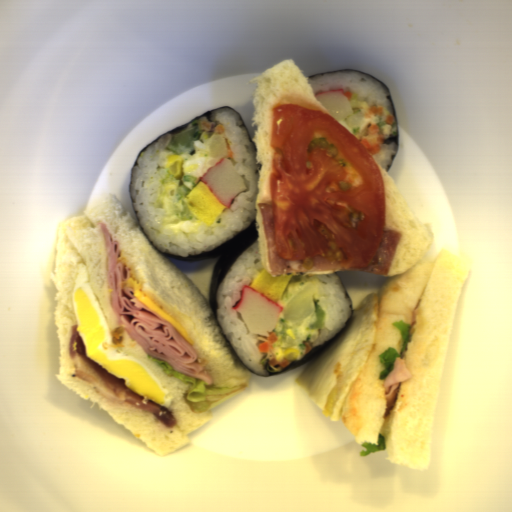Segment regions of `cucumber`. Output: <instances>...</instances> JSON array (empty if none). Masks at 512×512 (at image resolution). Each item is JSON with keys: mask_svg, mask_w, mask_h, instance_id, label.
Masks as SVG:
<instances>
[{"mask_svg": "<svg viewBox=\"0 0 512 512\" xmlns=\"http://www.w3.org/2000/svg\"><path fill=\"white\" fill-rule=\"evenodd\" d=\"M271 361L267 356L264 357L262 360H261V365L263 366L264 370H266L267 372L270 373V375L272 374H278L279 371L281 370V367H279L278 365L277 366H270L268 364V362Z\"/></svg>", "mask_w": 512, "mask_h": 512, "instance_id": "4", "label": "cucumber"}, {"mask_svg": "<svg viewBox=\"0 0 512 512\" xmlns=\"http://www.w3.org/2000/svg\"><path fill=\"white\" fill-rule=\"evenodd\" d=\"M202 182L201 178L190 177L181 174V178H178L177 190L176 194L179 200L182 203L180 217L184 221H192L194 218V214L188 209L185 199L187 195L193 190V188L199 183Z\"/></svg>", "mask_w": 512, "mask_h": 512, "instance_id": "2", "label": "cucumber"}, {"mask_svg": "<svg viewBox=\"0 0 512 512\" xmlns=\"http://www.w3.org/2000/svg\"><path fill=\"white\" fill-rule=\"evenodd\" d=\"M313 307H314V312H315L316 318H315L314 322L310 325L309 328L320 330V329L324 328L326 312L323 309V307L320 303V300L314 299Z\"/></svg>", "mask_w": 512, "mask_h": 512, "instance_id": "3", "label": "cucumber"}, {"mask_svg": "<svg viewBox=\"0 0 512 512\" xmlns=\"http://www.w3.org/2000/svg\"><path fill=\"white\" fill-rule=\"evenodd\" d=\"M203 133L200 129L199 121L195 119L187 127L172 135L166 148L172 155H180L184 163L196 153L194 143L201 141Z\"/></svg>", "mask_w": 512, "mask_h": 512, "instance_id": "1", "label": "cucumber"}]
</instances>
